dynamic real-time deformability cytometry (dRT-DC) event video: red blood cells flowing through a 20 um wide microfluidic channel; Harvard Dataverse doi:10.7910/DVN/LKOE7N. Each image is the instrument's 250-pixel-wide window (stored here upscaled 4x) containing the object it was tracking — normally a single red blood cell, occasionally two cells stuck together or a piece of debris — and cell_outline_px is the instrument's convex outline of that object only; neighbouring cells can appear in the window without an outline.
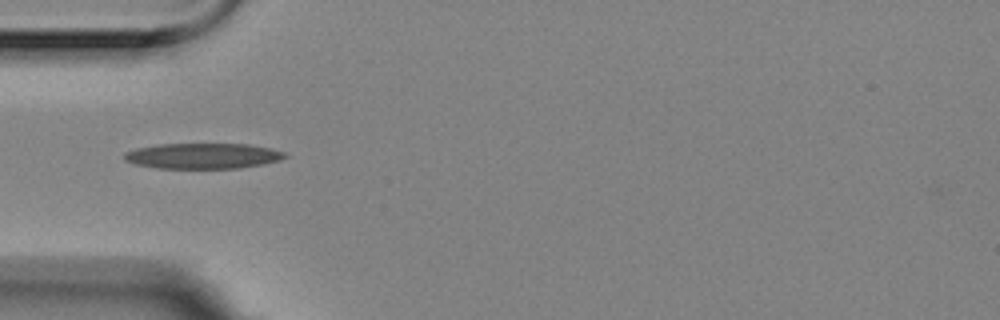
{"species": "Egyptian fruit bat (a non-hibernating species)", "species_latin": "Rousettus aegyptiacus", "temperature_condition": "room temperature", "stored_images_in_passage": 2, "camera_frame_rate_fps": 3000, "um_per_image_px": 0.085, "animal": {"sex": "female"}, "frame": {"image": 1, "passage_image": 1, "time_ms": 0.0, "image_size_px": [1000, 320], "cell_outline_px": [[288, 156], [280, 160], [264, 164], [240, 168], [156, 168], [136, 164], [124, 160], [124, 152], [136, 148], [156, 144], [248, 144], [272, 148], [284, 152]], "centroid_in_image_um": [17.25, 13.25], "position_along_channel_um": 67.8, "area_um2": 24.04}}
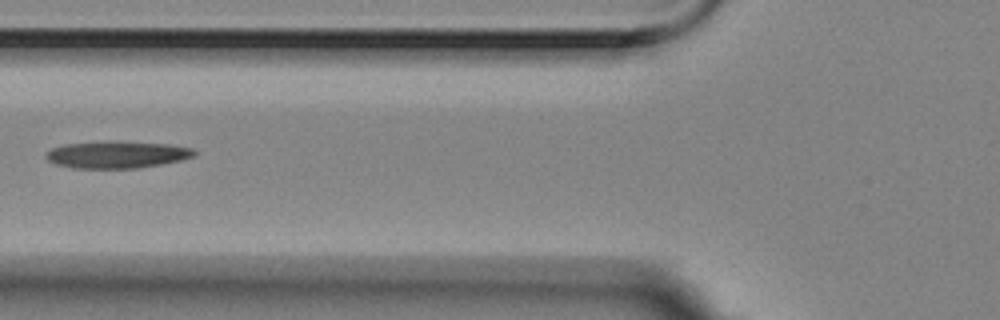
{"frame": {"image": 2, "passage_image": 2, "time_ms": 0.333, "image_size_px": [1000, 320], "cell_outline_px": [[196, 156], [180, 160], [140, 168], [72, 168], [56, 164], [48, 160], [44, 156], [44, 152], [52, 148], [64, 144], [108, 140], [116, 140], [168, 144], [192, 148], [196, 152]], "centroid_in_image_um": [9.91, 13.12], "position_along_channel_um": 115.9, "area_um2": 23.76}}